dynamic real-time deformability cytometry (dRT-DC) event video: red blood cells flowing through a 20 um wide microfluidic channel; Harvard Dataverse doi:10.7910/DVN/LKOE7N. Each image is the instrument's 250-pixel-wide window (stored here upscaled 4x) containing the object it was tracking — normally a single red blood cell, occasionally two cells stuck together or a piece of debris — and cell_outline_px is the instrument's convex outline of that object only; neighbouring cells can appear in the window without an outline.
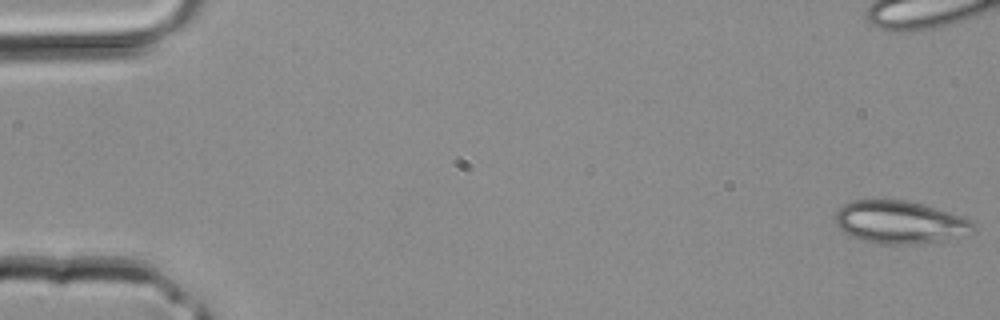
{"species": "common noctule bat (a hibernating species)", "species_latin": "Nyctalus noctula", "temperature_condition": "room temperature", "stored_images_in_passage": 40, "camera_frame_rate_fps": 3000, "um_per_image_px": 0.085, "animal": {"sex": "male", "body_mass_g": 20.4}, "frame": {"image": 1, "passage_image": 1, "time_ms": 0.0, "image_size_px": [1000, 320], "cell_outline_px": [[976, 232], [968, 236], [912, 244], [872, 244], [860, 240], [844, 232], [836, 224], [836, 212], [844, 204], [852, 200], [908, 200], [924, 204], [972, 220], [976, 228]], "centroid_in_image_um": [76.52, 18.9], "position_along_channel_um": 8.5, "area_um2": 34.62}}